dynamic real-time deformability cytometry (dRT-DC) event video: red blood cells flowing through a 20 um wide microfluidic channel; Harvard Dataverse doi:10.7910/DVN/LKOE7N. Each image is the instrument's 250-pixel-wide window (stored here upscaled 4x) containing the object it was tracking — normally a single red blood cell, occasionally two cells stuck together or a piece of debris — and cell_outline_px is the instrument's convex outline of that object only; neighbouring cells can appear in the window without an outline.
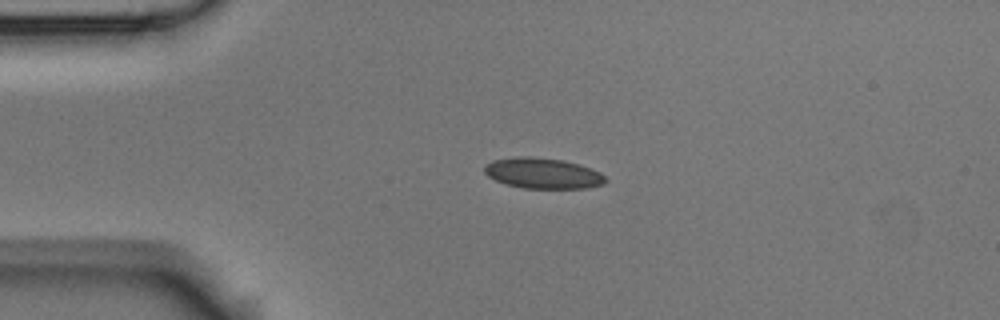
{"species": "Egyptian fruit bat (a non-hibernating species)", "species_latin": "Rousettus aegyptiacus", "temperature_condition": "room temperature", "stored_images_in_passage": 4, "camera_frame_rate_fps": 3000, "um_per_image_px": 0.085, "animal": {"sex": "male"}, "frame": {"image": 1, "passage_image": 3, "time_ms": 0.667, "image_size_px": [1000, 320], "cell_outline_px": [[608, 180], [604, 184], [588, 188], [524, 188], [508, 184], [496, 180], [488, 176], [484, 172], [484, 164], [492, 160], [516, 156], [532, 156], [564, 160], [580, 164], [592, 168], [600, 172]], "centroid_in_image_um": [46.16, 14.71], "position_along_channel_um": 38.8, "area_um2": 21.85}}